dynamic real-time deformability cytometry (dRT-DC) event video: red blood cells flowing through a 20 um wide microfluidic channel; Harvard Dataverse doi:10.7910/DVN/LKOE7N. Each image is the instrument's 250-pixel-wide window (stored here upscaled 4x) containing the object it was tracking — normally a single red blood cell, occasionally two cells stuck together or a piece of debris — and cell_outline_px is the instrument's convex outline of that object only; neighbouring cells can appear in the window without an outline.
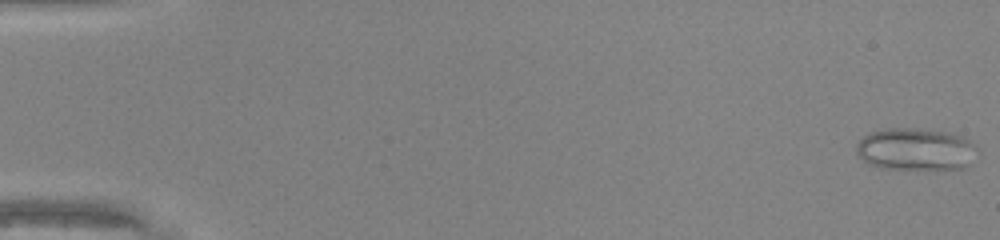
{"species": "common noctule bat (a hibernating species)", "species_latin": "Nyctalus noctula", "temperature_condition": "warm", "stored_images_in_passage": 48, "camera_frame_rate_fps": 3000, "um_per_image_px": 0.085, "animal": {"sex": "male", "body_mass_g": 20.0, "forearm_length_mm": 53.3}, "frame": {"image": 1, "passage_image": 1, "time_ms": 0.0, "image_size_px": [1000, 240], "cell_outline_px": [[980, 152], [964, 168], [880, 168], [868, 164], [856, 152], [856, 144], [868, 132], [888, 128], [916, 128], [944, 132], [960, 136], [968, 140]], "centroid_in_image_um": [77.8, 12.68], "position_along_channel_um": 7.2, "area_um2": 29.48}}
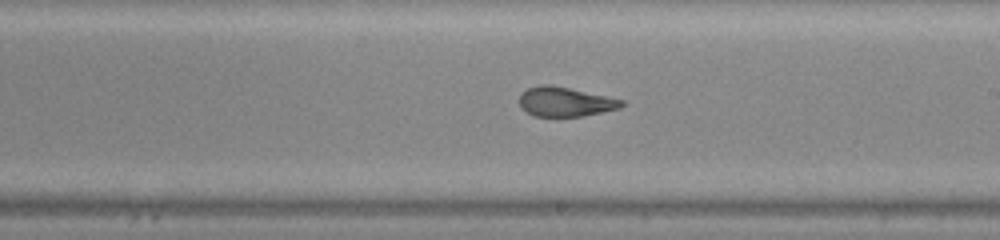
{"frame": {"image": 2, "passage_image": 29, "time_ms": 9.333, "image_size_px": [1000, 240], "cell_outline_px": [[624, 104], [620, 108], [580, 116], [532, 116], [520, 108], [520, 96], [528, 88], [540, 84], [548, 84], [568, 88], [624, 100]], "centroid_in_image_um": [48.0, 8.65], "position_along_channel_um": 241.0, "area_um2": 17.28}}
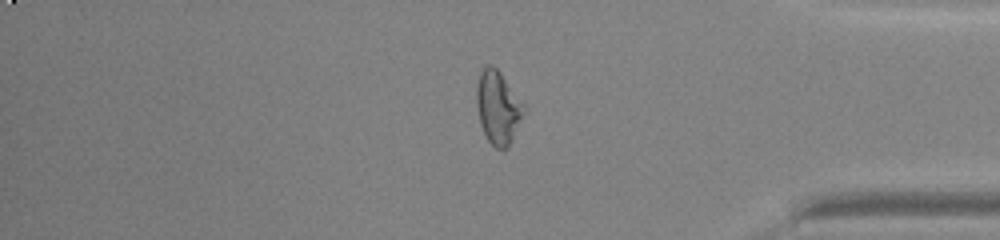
{"frame": {"image": 3, "passage_image": 41, "time_ms": 13.333, "image_size_px": [1000, 240], "cell_outline_px": [[524, 112], [512, 140], [508, 148], [496, 148], [488, 140], [480, 124], [476, 104], [476, 84], [480, 72], [488, 64], [492, 64], [500, 72], [524, 104]], "centroid_in_image_um": [42.3, 9.12], "position_along_channel_um": 392.9, "area_um2": 19.94}, "authors_computed_cell_mechanics": {"area_um2": 20.6635, "velocity_mm_per_s": 4.3121, "shape_relaxation_time_tau1_ms": null, "shape_relaxation_time_tau2_ms": 1.1878, "deformation_change_tau1": null, "deformation_change_tau2": 0.0873}}